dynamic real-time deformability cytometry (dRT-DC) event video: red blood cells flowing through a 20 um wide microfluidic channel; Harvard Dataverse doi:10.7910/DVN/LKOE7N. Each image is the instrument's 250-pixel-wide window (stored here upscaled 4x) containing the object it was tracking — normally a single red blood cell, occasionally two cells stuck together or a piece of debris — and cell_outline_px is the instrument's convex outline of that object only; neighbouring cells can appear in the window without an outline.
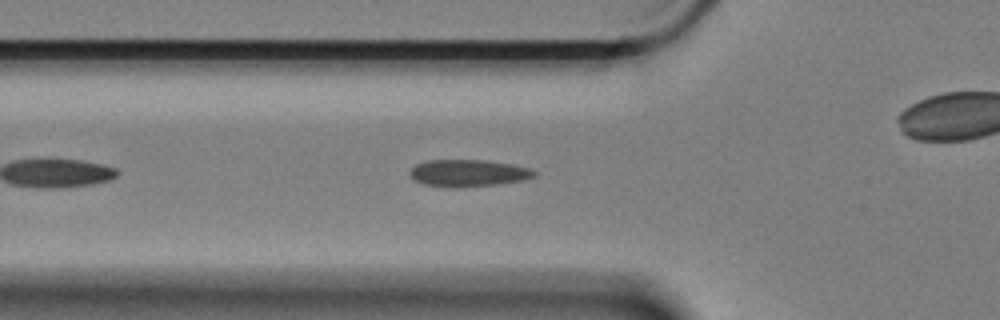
{"species": "Egyptian fruit bat (a non-hibernating species)", "species_latin": "Rousettus aegyptiacus", "temperature_condition": "cold", "stored_images_in_passage": 27, "camera_frame_rate_fps": 3000, "um_per_image_px": 0.085, "animal": {"sex": "female"}, "frame": {"image": 1, "passage_image": 8, "time_ms": 2.333, "image_size_px": [1000, 320], "cell_outline_px": [[536, 172], [532, 176], [520, 180], [496, 184], [424, 184], [416, 180], [408, 172], [416, 164], [428, 160], [484, 160], [508, 164], [528, 168]], "centroid_in_image_um": [39.77, 14.65], "position_along_channel_um": 86.0, "area_um2": 18.03}}
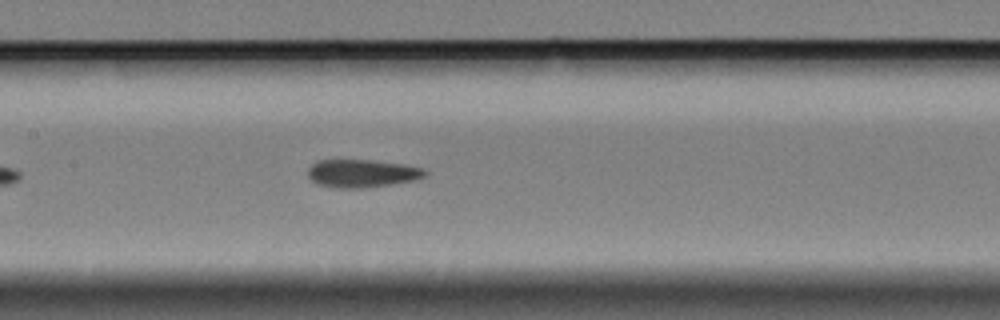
{"frame": {"image": 2, "passage_image": 16, "time_ms": 5.0, "image_size_px": [1000, 320], "cell_outline_px": [[428, 172], [424, 176], [412, 180], [364, 188], [340, 188], [316, 184], [308, 176], [308, 168], [312, 164], [320, 160], [372, 160], [404, 164], [420, 168]], "centroid_in_image_um": [30.72, 14.73], "position_along_channel_um": 176.7, "area_um2": 18.79}}
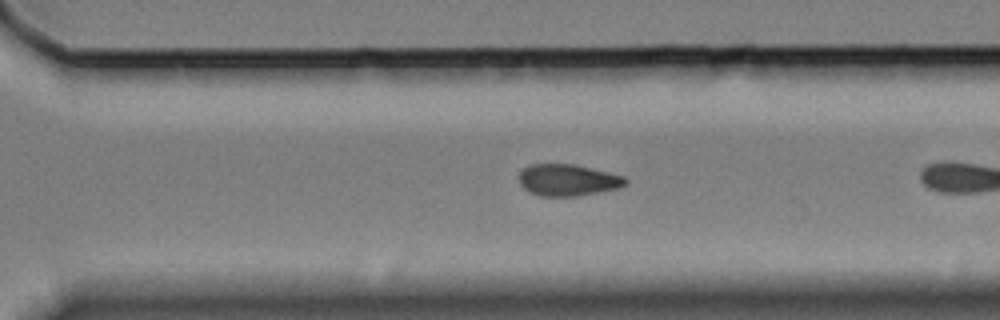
{"frame": {"image": 3, "passage_image": 26, "time_ms": 8.333, "image_size_px": [1000, 320], "cell_outline_px": [[628, 184], [620, 188], [576, 196], [540, 196], [528, 192], [520, 184], [520, 172], [528, 164], [572, 164], [608, 172], [624, 176], [628, 180]], "centroid_in_image_um": [48.27, 15.31], "position_along_channel_um": 322.3, "area_um2": 19.65}}